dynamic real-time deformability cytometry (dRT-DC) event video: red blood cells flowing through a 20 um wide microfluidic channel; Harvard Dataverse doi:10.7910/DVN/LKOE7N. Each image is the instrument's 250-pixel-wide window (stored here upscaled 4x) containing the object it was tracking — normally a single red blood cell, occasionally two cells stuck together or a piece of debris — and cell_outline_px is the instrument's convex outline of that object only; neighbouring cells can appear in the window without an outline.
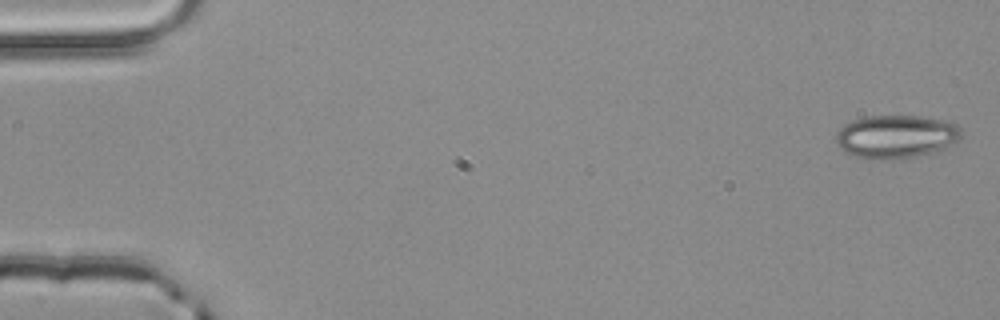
{"species": "common noctule bat (a hibernating species)", "species_latin": "Nyctalus noctula", "temperature_condition": "room temperature", "stored_images_in_passage": 3, "camera_frame_rate_fps": 3000, "um_per_image_px": 0.085, "animal": {"sex": "male", "body_mass_g": 20.4}, "frame": {"image": 1, "passage_image": 1, "time_ms": 0.0, "image_size_px": [1000, 320], "cell_outline_px": [[964, 136], [944, 148], [916, 156], [900, 160], [872, 160], [856, 156], [844, 152], [836, 144], [836, 132], [844, 124], [852, 120], [868, 116], [920, 116], [952, 120], [960, 128]], "centroid_in_image_um": [76.17, 11.61], "position_along_channel_um": 8.8, "area_um2": 32.14}}